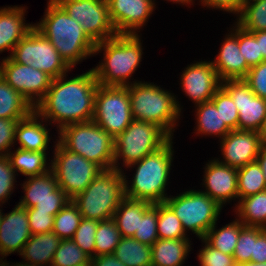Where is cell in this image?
I'll return each mask as SVG.
<instances>
[{"instance_id": "obj_1", "label": "cell", "mask_w": 266, "mask_h": 266, "mask_svg": "<svg viewBox=\"0 0 266 266\" xmlns=\"http://www.w3.org/2000/svg\"><path fill=\"white\" fill-rule=\"evenodd\" d=\"M65 76L52 79L45 97L34 107L39 118L57 122L59 130L66 125L93 120L99 85L92 69L69 80H65Z\"/></svg>"}, {"instance_id": "obj_2", "label": "cell", "mask_w": 266, "mask_h": 266, "mask_svg": "<svg viewBox=\"0 0 266 266\" xmlns=\"http://www.w3.org/2000/svg\"><path fill=\"white\" fill-rule=\"evenodd\" d=\"M34 28L51 42L71 68L94 54L96 44L55 0H49L44 18Z\"/></svg>"}, {"instance_id": "obj_3", "label": "cell", "mask_w": 266, "mask_h": 266, "mask_svg": "<svg viewBox=\"0 0 266 266\" xmlns=\"http://www.w3.org/2000/svg\"><path fill=\"white\" fill-rule=\"evenodd\" d=\"M138 34H117L95 45L94 54L104 50V62L93 68L99 85L128 86L126 82L142 59Z\"/></svg>"}, {"instance_id": "obj_4", "label": "cell", "mask_w": 266, "mask_h": 266, "mask_svg": "<svg viewBox=\"0 0 266 266\" xmlns=\"http://www.w3.org/2000/svg\"><path fill=\"white\" fill-rule=\"evenodd\" d=\"M172 143L171 138L157 151L129 165V167H132V165H138V167L131 187L127 184L126 178H124L126 197L145 200L152 204L166 200L165 187L173 157Z\"/></svg>"}, {"instance_id": "obj_5", "label": "cell", "mask_w": 266, "mask_h": 266, "mask_svg": "<svg viewBox=\"0 0 266 266\" xmlns=\"http://www.w3.org/2000/svg\"><path fill=\"white\" fill-rule=\"evenodd\" d=\"M127 89L133 119L156 124L172 138V129L181 112L174 95L147 82L131 83Z\"/></svg>"}, {"instance_id": "obj_6", "label": "cell", "mask_w": 266, "mask_h": 266, "mask_svg": "<svg viewBox=\"0 0 266 266\" xmlns=\"http://www.w3.org/2000/svg\"><path fill=\"white\" fill-rule=\"evenodd\" d=\"M125 177L122 170H102L82 193L72 199L82 218L97 221L113 218L125 197Z\"/></svg>"}, {"instance_id": "obj_7", "label": "cell", "mask_w": 266, "mask_h": 266, "mask_svg": "<svg viewBox=\"0 0 266 266\" xmlns=\"http://www.w3.org/2000/svg\"><path fill=\"white\" fill-rule=\"evenodd\" d=\"M59 131V142L103 170L114 168V139L93 120L66 125Z\"/></svg>"}, {"instance_id": "obj_8", "label": "cell", "mask_w": 266, "mask_h": 266, "mask_svg": "<svg viewBox=\"0 0 266 266\" xmlns=\"http://www.w3.org/2000/svg\"><path fill=\"white\" fill-rule=\"evenodd\" d=\"M171 137L159 126L150 122L133 120L130 125L114 138V168L118 159L128 168L132 163L140 161L164 146Z\"/></svg>"}, {"instance_id": "obj_9", "label": "cell", "mask_w": 266, "mask_h": 266, "mask_svg": "<svg viewBox=\"0 0 266 266\" xmlns=\"http://www.w3.org/2000/svg\"><path fill=\"white\" fill-rule=\"evenodd\" d=\"M164 202L180 219L184 231L191 230L200 239L216 224L222 209L203 191L189 190L176 197H167Z\"/></svg>"}, {"instance_id": "obj_10", "label": "cell", "mask_w": 266, "mask_h": 266, "mask_svg": "<svg viewBox=\"0 0 266 266\" xmlns=\"http://www.w3.org/2000/svg\"><path fill=\"white\" fill-rule=\"evenodd\" d=\"M50 167L58 186L71 200L82 193L103 170L80 154L69 151L59 141L55 145L54 159Z\"/></svg>"}, {"instance_id": "obj_11", "label": "cell", "mask_w": 266, "mask_h": 266, "mask_svg": "<svg viewBox=\"0 0 266 266\" xmlns=\"http://www.w3.org/2000/svg\"><path fill=\"white\" fill-rule=\"evenodd\" d=\"M133 120L127 86L98 85L93 121L114 139Z\"/></svg>"}, {"instance_id": "obj_12", "label": "cell", "mask_w": 266, "mask_h": 266, "mask_svg": "<svg viewBox=\"0 0 266 266\" xmlns=\"http://www.w3.org/2000/svg\"><path fill=\"white\" fill-rule=\"evenodd\" d=\"M9 57L16 63L41 70L52 79L71 69L51 42L35 28L17 43Z\"/></svg>"}, {"instance_id": "obj_13", "label": "cell", "mask_w": 266, "mask_h": 266, "mask_svg": "<svg viewBox=\"0 0 266 266\" xmlns=\"http://www.w3.org/2000/svg\"><path fill=\"white\" fill-rule=\"evenodd\" d=\"M79 23L95 43L110 39L117 31L110 19L107 0H55Z\"/></svg>"}, {"instance_id": "obj_14", "label": "cell", "mask_w": 266, "mask_h": 266, "mask_svg": "<svg viewBox=\"0 0 266 266\" xmlns=\"http://www.w3.org/2000/svg\"><path fill=\"white\" fill-rule=\"evenodd\" d=\"M0 75L33 107L45 97L52 81V78L41 70L16 63L9 56L1 62Z\"/></svg>"}, {"instance_id": "obj_15", "label": "cell", "mask_w": 266, "mask_h": 266, "mask_svg": "<svg viewBox=\"0 0 266 266\" xmlns=\"http://www.w3.org/2000/svg\"><path fill=\"white\" fill-rule=\"evenodd\" d=\"M221 87L237 107L238 129L258 132L266 115V99L256 96L244 79L224 80Z\"/></svg>"}, {"instance_id": "obj_16", "label": "cell", "mask_w": 266, "mask_h": 266, "mask_svg": "<svg viewBox=\"0 0 266 266\" xmlns=\"http://www.w3.org/2000/svg\"><path fill=\"white\" fill-rule=\"evenodd\" d=\"M222 164L236 169L255 162L263 142L258 132L247 130H232L221 139Z\"/></svg>"}, {"instance_id": "obj_17", "label": "cell", "mask_w": 266, "mask_h": 266, "mask_svg": "<svg viewBox=\"0 0 266 266\" xmlns=\"http://www.w3.org/2000/svg\"><path fill=\"white\" fill-rule=\"evenodd\" d=\"M181 76L182 89L196 105L209 102L221 87L222 81L210 61L191 64Z\"/></svg>"}, {"instance_id": "obj_18", "label": "cell", "mask_w": 266, "mask_h": 266, "mask_svg": "<svg viewBox=\"0 0 266 266\" xmlns=\"http://www.w3.org/2000/svg\"><path fill=\"white\" fill-rule=\"evenodd\" d=\"M153 0H107L110 19L118 34H136L153 12ZM133 28V29H132Z\"/></svg>"}, {"instance_id": "obj_19", "label": "cell", "mask_w": 266, "mask_h": 266, "mask_svg": "<svg viewBox=\"0 0 266 266\" xmlns=\"http://www.w3.org/2000/svg\"><path fill=\"white\" fill-rule=\"evenodd\" d=\"M204 185L206 195L215 200L220 206L232 200L238 199V173L237 169L219 160H212L206 164ZM229 200V201H228Z\"/></svg>"}, {"instance_id": "obj_20", "label": "cell", "mask_w": 266, "mask_h": 266, "mask_svg": "<svg viewBox=\"0 0 266 266\" xmlns=\"http://www.w3.org/2000/svg\"><path fill=\"white\" fill-rule=\"evenodd\" d=\"M31 236L27 208L16 205L12 212L2 215L0 223V254L8 256L16 251L21 254L24 244Z\"/></svg>"}, {"instance_id": "obj_21", "label": "cell", "mask_w": 266, "mask_h": 266, "mask_svg": "<svg viewBox=\"0 0 266 266\" xmlns=\"http://www.w3.org/2000/svg\"><path fill=\"white\" fill-rule=\"evenodd\" d=\"M234 33L228 35L221 45L220 52L212 65L221 81L244 79L250 70L239 48V26Z\"/></svg>"}, {"instance_id": "obj_22", "label": "cell", "mask_w": 266, "mask_h": 266, "mask_svg": "<svg viewBox=\"0 0 266 266\" xmlns=\"http://www.w3.org/2000/svg\"><path fill=\"white\" fill-rule=\"evenodd\" d=\"M28 178V181L23 183L25 195L18 205L25 208H32L38 203V201L70 199L58 186L52 170Z\"/></svg>"}, {"instance_id": "obj_23", "label": "cell", "mask_w": 266, "mask_h": 266, "mask_svg": "<svg viewBox=\"0 0 266 266\" xmlns=\"http://www.w3.org/2000/svg\"><path fill=\"white\" fill-rule=\"evenodd\" d=\"M25 8L4 7L0 9V52L11 50L24 38L33 28L32 24L24 23Z\"/></svg>"}, {"instance_id": "obj_24", "label": "cell", "mask_w": 266, "mask_h": 266, "mask_svg": "<svg viewBox=\"0 0 266 266\" xmlns=\"http://www.w3.org/2000/svg\"><path fill=\"white\" fill-rule=\"evenodd\" d=\"M61 239L54 232L39 233L32 235L24 244L22 253L26 264L36 266H51L53 256Z\"/></svg>"}, {"instance_id": "obj_25", "label": "cell", "mask_w": 266, "mask_h": 266, "mask_svg": "<svg viewBox=\"0 0 266 266\" xmlns=\"http://www.w3.org/2000/svg\"><path fill=\"white\" fill-rule=\"evenodd\" d=\"M39 115L34 110L28 117L20 120L15 130V139L20 147L30 151H46L49 142V133L39 121Z\"/></svg>"}, {"instance_id": "obj_26", "label": "cell", "mask_w": 266, "mask_h": 266, "mask_svg": "<svg viewBox=\"0 0 266 266\" xmlns=\"http://www.w3.org/2000/svg\"><path fill=\"white\" fill-rule=\"evenodd\" d=\"M189 248L188 239H158L151 246V266H182Z\"/></svg>"}, {"instance_id": "obj_27", "label": "cell", "mask_w": 266, "mask_h": 266, "mask_svg": "<svg viewBox=\"0 0 266 266\" xmlns=\"http://www.w3.org/2000/svg\"><path fill=\"white\" fill-rule=\"evenodd\" d=\"M153 204L139 199L124 197L114 212L113 219L122 237H133L139 225V218Z\"/></svg>"}, {"instance_id": "obj_28", "label": "cell", "mask_w": 266, "mask_h": 266, "mask_svg": "<svg viewBox=\"0 0 266 266\" xmlns=\"http://www.w3.org/2000/svg\"><path fill=\"white\" fill-rule=\"evenodd\" d=\"M34 107L0 75V118L23 120Z\"/></svg>"}, {"instance_id": "obj_29", "label": "cell", "mask_w": 266, "mask_h": 266, "mask_svg": "<svg viewBox=\"0 0 266 266\" xmlns=\"http://www.w3.org/2000/svg\"><path fill=\"white\" fill-rule=\"evenodd\" d=\"M12 168L23 175L34 177L51 170L46 166V151H30L22 148L16 149L15 153H8Z\"/></svg>"}, {"instance_id": "obj_30", "label": "cell", "mask_w": 266, "mask_h": 266, "mask_svg": "<svg viewBox=\"0 0 266 266\" xmlns=\"http://www.w3.org/2000/svg\"><path fill=\"white\" fill-rule=\"evenodd\" d=\"M237 215L244 226L266 229V190L238 201Z\"/></svg>"}, {"instance_id": "obj_31", "label": "cell", "mask_w": 266, "mask_h": 266, "mask_svg": "<svg viewBox=\"0 0 266 266\" xmlns=\"http://www.w3.org/2000/svg\"><path fill=\"white\" fill-rule=\"evenodd\" d=\"M113 254L126 266L152 265L151 246L133 237H122Z\"/></svg>"}, {"instance_id": "obj_32", "label": "cell", "mask_w": 266, "mask_h": 266, "mask_svg": "<svg viewBox=\"0 0 266 266\" xmlns=\"http://www.w3.org/2000/svg\"><path fill=\"white\" fill-rule=\"evenodd\" d=\"M215 225L210 228L203 239L213 248L233 256L239 238V231L244 224L236 219L219 230H215Z\"/></svg>"}, {"instance_id": "obj_33", "label": "cell", "mask_w": 266, "mask_h": 266, "mask_svg": "<svg viewBox=\"0 0 266 266\" xmlns=\"http://www.w3.org/2000/svg\"><path fill=\"white\" fill-rule=\"evenodd\" d=\"M197 131L205 135H218L223 139L231 130L226 126L220 116V112L211 102H204L197 105Z\"/></svg>"}, {"instance_id": "obj_34", "label": "cell", "mask_w": 266, "mask_h": 266, "mask_svg": "<svg viewBox=\"0 0 266 266\" xmlns=\"http://www.w3.org/2000/svg\"><path fill=\"white\" fill-rule=\"evenodd\" d=\"M238 198L255 195L266 190V180L257 161L237 169Z\"/></svg>"}, {"instance_id": "obj_35", "label": "cell", "mask_w": 266, "mask_h": 266, "mask_svg": "<svg viewBox=\"0 0 266 266\" xmlns=\"http://www.w3.org/2000/svg\"><path fill=\"white\" fill-rule=\"evenodd\" d=\"M122 236L113 218L98 222L94 256L113 254Z\"/></svg>"}, {"instance_id": "obj_36", "label": "cell", "mask_w": 266, "mask_h": 266, "mask_svg": "<svg viewBox=\"0 0 266 266\" xmlns=\"http://www.w3.org/2000/svg\"><path fill=\"white\" fill-rule=\"evenodd\" d=\"M81 219L77 205L71 200L54 216L52 232L60 239H72Z\"/></svg>"}, {"instance_id": "obj_37", "label": "cell", "mask_w": 266, "mask_h": 266, "mask_svg": "<svg viewBox=\"0 0 266 266\" xmlns=\"http://www.w3.org/2000/svg\"><path fill=\"white\" fill-rule=\"evenodd\" d=\"M157 233L159 239H189L180 219L165 203H158Z\"/></svg>"}, {"instance_id": "obj_38", "label": "cell", "mask_w": 266, "mask_h": 266, "mask_svg": "<svg viewBox=\"0 0 266 266\" xmlns=\"http://www.w3.org/2000/svg\"><path fill=\"white\" fill-rule=\"evenodd\" d=\"M252 2L242 6L236 23L247 32L264 31L266 30V0Z\"/></svg>"}, {"instance_id": "obj_39", "label": "cell", "mask_w": 266, "mask_h": 266, "mask_svg": "<svg viewBox=\"0 0 266 266\" xmlns=\"http://www.w3.org/2000/svg\"><path fill=\"white\" fill-rule=\"evenodd\" d=\"M88 263H91V257L73 239H61L51 266H82Z\"/></svg>"}, {"instance_id": "obj_40", "label": "cell", "mask_w": 266, "mask_h": 266, "mask_svg": "<svg viewBox=\"0 0 266 266\" xmlns=\"http://www.w3.org/2000/svg\"><path fill=\"white\" fill-rule=\"evenodd\" d=\"M158 221V203H154L142 216L139 218L138 229L133 238L137 241L152 246L159 238L157 233Z\"/></svg>"}, {"instance_id": "obj_41", "label": "cell", "mask_w": 266, "mask_h": 266, "mask_svg": "<svg viewBox=\"0 0 266 266\" xmlns=\"http://www.w3.org/2000/svg\"><path fill=\"white\" fill-rule=\"evenodd\" d=\"M210 101L220 112V116L226 126L231 131L237 130L239 113L230 95L222 87H220Z\"/></svg>"}, {"instance_id": "obj_42", "label": "cell", "mask_w": 266, "mask_h": 266, "mask_svg": "<svg viewBox=\"0 0 266 266\" xmlns=\"http://www.w3.org/2000/svg\"><path fill=\"white\" fill-rule=\"evenodd\" d=\"M98 222L94 219L82 218L72 238L76 245L91 258L94 257L95 234Z\"/></svg>"}, {"instance_id": "obj_43", "label": "cell", "mask_w": 266, "mask_h": 266, "mask_svg": "<svg viewBox=\"0 0 266 266\" xmlns=\"http://www.w3.org/2000/svg\"><path fill=\"white\" fill-rule=\"evenodd\" d=\"M255 241L256 227L243 226L239 231V238L233 255L236 264L251 262Z\"/></svg>"}, {"instance_id": "obj_44", "label": "cell", "mask_w": 266, "mask_h": 266, "mask_svg": "<svg viewBox=\"0 0 266 266\" xmlns=\"http://www.w3.org/2000/svg\"><path fill=\"white\" fill-rule=\"evenodd\" d=\"M239 48L250 67L265 61L260 52L259 42L251 32H247L239 26Z\"/></svg>"}, {"instance_id": "obj_45", "label": "cell", "mask_w": 266, "mask_h": 266, "mask_svg": "<svg viewBox=\"0 0 266 266\" xmlns=\"http://www.w3.org/2000/svg\"><path fill=\"white\" fill-rule=\"evenodd\" d=\"M202 241L205 243V246L198 255L201 266H236L232 255L224 254L213 248L204 239Z\"/></svg>"}, {"instance_id": "obj_46", "label": "cell", "mask_w": 266, "mask_h": 266, "mask_svg": "<svg viewBox=\"0 0 266 266\" xmlns=\"http://www.w3.org/2000/svg\"><path fill=\"white\" fill-rule=\"evenodd\" d=\"M244 80L256 96L266 99V60L251 67Z\"/></svg>"}, {"instance_id": "obj_47", "label": "cell", "mask_w": 266, "mask_h": 266, "mask_svg": "<svg viewBox=\"0 0 266 266\" xmlns=\"http://www.w3.org/2000/svg\"><path fill=\"white\" fill-rule=\"evenodd\" d=\"M27 215L32 235L52 232L54 215L50 212H38L37 209L32 207L27 208Z\"/></svg>"}, {"instance_id": "obj_48", "label": "cell", "mask_w": 266, "mask_h": 266, "mask_svg": "<svg viewBox=\"0 0 266 266\" xmlns=\"http://www.w3.org/2000/svg\"><path fill=\"white\" fill-rule=\"evenodd\" d=\"M15 170L12 168L8 156H0V202L5 203L13 191ZM12 190V191H11Z\"/></svg>"}, {"instance_id": "obj_49", "label": "cell", "mask_w": 266, "mask_h": 266, "mask_svg": "<svg viewBox=\"0 0 266 266\" xmlns=\"http://www.w3.org/2000/svg\"><path fill=\"white\" fill-rule=\"evenodd\" d=\"M19 121V119L0 118V156L8 155L9 148L14 144L15 130Z\"/></svg>"}, {"instance_id": "obj_50", "label": "cell", "mask_w": 266, "mask_h": 266, "mask_svg": "<svg viewBox=\"0 0 266 266\" xmlns=\"http://www.w3.org/2000/svg\"><path fill=\"white\" fill-rule=\"evenodd\" d=\"M251 262H266V229L256 227V241L254 242Z\"/></svg>"}, {"instance_id": "obj_51", "label": "cell", "mask_w": 266, "mask_h": 266, "mask_svg": "<svg viewBox=\"0 0 266 266\" xmlns=\"http://www.w3.org/2000/svg\"><path fill=\"white\" fill-rule=\"evenodd\" d=\"M201 2L209 8H218L236 14H239L242 9L241 0H201Z\"/></svg>"}, {"instance_id": "obj_52", "label": "cell", "mask_w": 266, "mask_h": 266, "mask_svg": "<svg viewBox=\"0 0 266 266\" xmlns=\"http://www.w3.org/2000/svg\"><path fill=\"white\" fill-rule=\"evenodd\" d=\"M71 199H56L38 201L34 206L38 212H50L52 215H56Z\"/></svg>"}, {"instance_id": "obj_53", "label": "cell", "mask_w": 266, "mask_h": 266, "mask_svg": "<svg viewBox=\"0 0 266 266\" xmlns=\"http://www.w3.org/2000/svg\"><path fill=\"white\" fill-rule=\"evenodd\" d=\"M92 266H126L114 254L99 255L91 258Z\"/></svg>"}, {"instance_id": "obj_54", "label": "cell", "mask_w": 266, "mask_h": 266, "mask_svg": "<svg viewBox=\"0 0 266 266\" xmlns=\"http://www.w3.org/2000/svg\"><path fill=\"white\" fill-rule=\"evenodd\" d=\"M251 33L255 36L257 42H259L260 52H262L263 59L266 60V30Z\"/></svg>"}, {"instance_id": "obj_55", "label": "cell", "mask_w": 266, "mask_h": 266, "mask_svg": "<svg viewBox=\"0 0 266 266\" xmlns=\"http://www.w3.org/2000/svg\"><path fill=\"white\" fill-rule=\"evenodd\" d=\"M256 161L260 165L261 170H262L263 175H264L265 180H266V143H263Z\"/></svg>"}, {"instance_id": "obj_56", "label": "cell", "mask_w": 266, "mask_h": 266, "mask_svg": "<svg viewBox=\"0 0 266 266\" xmlns=\"http://www.w3.org/2000/svg\"><path fill=\"white\" fill-rule=\"evenodd\" d=\"M258 133L261 137L263 143H266V115L261 123L260 128L258 129Z\"/></svg>"}, {"instance_id": "obj_57", "label": "cell", "mask_w": 266, "mask_h": 266, "mask_svg": "<svg viewBox=\"0 0 266 266\" xmlns=\"http://www.w3.org/2000/svg\"><path fill=\"white\" fill-rule=\"evenodd\" d=\"M236 266H266V262L264 263L245 262V263L236 264Z\"/></svg>"}, {"instance_id": "obj_58", "label": "cell", "mask_w": 266, "mask_h": 266, "mask_svg": "<svg viewBox=\"0 0 266 266\" xmlns=\"http://www.w3.org/2000/svg\"><path fill=\"white\" fill-rule=\"evenodd\" d=\"M2 259H4V257L0 259V266H10L9 263H6L7 261H5V260L3 261ZM13 266H19V263H16Z\"/></svg>"}, {"instance_id": "obj_59", "label": "cell", "mask_w": 266, "mask_h": 266, "mask_svg": "<svg viewBox=\"0 0 266 266\" xmlns=\"http://www.w3.org/2000/svg\"><path fill=\"white\" fill-rule=\"evenodd\" d=\"M168 1H173L174 3L176 2V3H183V5L185 4V3H191L193 0H168Z\"/></svg>"}, {"instance_id": "obj_60", "label": "cell", "mask_w": 266, "mask_h": 266, "mask_svg": "<svg viewBox=\"0 0 266 266\" xmlns=\"http://www.w3.org/2000/svg\"><path fill=\"white\" fill-rule=\"evenodd\" d=\"M250 1H255V0H241V6H244L248 3H250Z\"/></svg>"}, {"instance_id": "obj_61", "label": "cell", "mask_w": 266, "mask_h": 266, "mask_svg": "<svg viewBox=\"0 0 266 266\" xmlns=\"http://www.w3.org/2000/svg\"><path fill=\"white\" fill-rule=\"evenodd\" d=\"M19 266H36V265H29V264H26V263H24V264L19 263Z\"/></svg>"}, {"instance_id": "obj_62", "label": "cell", "mask_w": 266, "mask_h": 266, "mask_svg": "<svg viewBox=\"0 0 266 266\" xmlns=\"http://www.w3.org/2000/svg\"><path fill=\"white\" fill-rule=\"evenodd\" d=\"M2 210H0V223H1V220H2V215L3 213H1Z\"/></svg>"}, {"instance_id": "obj_63", "label": "cell", "mask_w": 266, "mask_h": 266, "mask_svg": "<svg viewBox=\"0 0 266 266\" xmlns=\"http://www.w3.org/2000/svg\"><path fill=\"white\" fill-rule=\"evenodd\" d=\"M82 266H92V264L88 263V264H85V265H82Z\"/></svg>"}]
</instances>
